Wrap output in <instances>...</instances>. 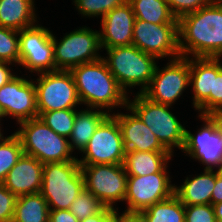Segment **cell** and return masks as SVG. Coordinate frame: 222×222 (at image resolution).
<instances>
[{
    "instance_id": "38",
    "label": "cell",
    "mask_w": 222,
    "mask_h": 222,
    "mask_svg": "<svg viewBox=\"0 0 222 222\" xmlns=\"http://www.w3.org/2000/svg\"><path fill=\"white\" fill-rule=\"evenodd\" d=\"M48 222H80L69 210H49Z\"/></svg>"
},
{
    "instance_id": "20",
    "label": "cell",
    "mask_w": 222,
    "mask_h": 222,
    "mask_svg": "<svg viewBox=\"0 0 222 222\" xmlns=\"http://www.w3.org/2000/svg\"><path fill=\"white\" fill-rule=\"evenodd\" d=\"M192 106L201 115L210 113V93H213V58L190 57Z\"/></svg>"
},
{
    "instance_id": "33",
    "label": "cell",
    "mask_w": 222,
    "mask_h": 222,
    "mask_svg": "<svg viewBox=\"0 0 222 222\" xmlns=\"http://www.w3.org/2000/svg\"><path fill=\"white\" fill-rule=\"evenodd\" d=\"M222 61L213 58V93H210V113L222 111Z\"/></svg>"
},
{
    "instance_id": "24",
    "label": "cell",
    "mask_w": 222,
    "mask_h": 222,
    "mask_svg": "<svg viewBox=\"0 0 222 222\" xmlns=\"http://www.w3.org/2000/svg\"><path fill=\"white\" fill-rule=\"evenodd\" d=\"M108 115L102 109L87 108L76 111L74 126L71 136L68 138L71 150H78L80 153L88 144L101 121Z\"/></svg>"
},
{
    "instance_id": "11",
    "label": "cell",
    "mask_w": 222,
    "mask_h": 222,
    "mask_svg": "<svg viewBox=\"0 0 222 222\" xmlns=\"http://www.w3.org/2000/svg\"><path fill=\"white\" fill-rule=\"evenodd\" d=\"M169 61L162 69L156 66L142 94L152 102L172 106L190 86V58L180 56Z\"/></svg>"
},
{
    "instance_id": "2",
    "label": "cell",
    "mask_w": 222,
    "mask_h": 222,
    "mask_svg": "<svg viewBox=\"0 0 222 222\" xmlns=\"http://www.w3.org/2000/svg\"><path fill=\"white\" fill-rule=\"evenodd\" d=\"M70 72L81 104L102 109L108 114L116 108L125 110L129 94L116 81L102 57L74 67Z\"/></svg>"
},
{
    "instance_id": "44",
    "label": "cell",
    "mask_w": 222,
    "mask_h": 222,
    "mask_svg": "<svg viewBox=\"0 0 222 222\" xmlns=\"http://www.w3.org/2000/svg\"><path fill=\"white\" fill-rule=\"evenodd\" d=\"M5 117V114H4V112H3V110H2V108H1V106H0V123H1V120L3 119ZM1 125V124H0ZM0 128H1V126H0Z\"/></svg>"
},
{
    "instance_id": "39",
    "label": "cell",
    "mask_w": 222,
    "mask_h": 222,
    "mask_svg": "<svg viewBox=\"0 0 222 222\" xmlns=\"http://www.w3.org/2000/svg\"><path fill=\"white\" fill-rule=\"evenodd\" d=\"M10 65H12V67L15 66L12 63L0 61V88L17 75L16 73L12 72Z\"/></svg>"
},
{
    "instance_id": "5",
    "label": "cell",
    "mask_w": 222,
    "mask_h": 222,
    "mask_svg": "<svg viewBox=\"0 0 222 222\" xmlns=\"http://www.w3.org/2000/svg\"><path fill=\"white\" fill-rule=\"evenodd\" d=\"M83 190L84 178L77 160L44 164L40 194L49 210H69Z\"/></svg>"
},
{
    "instance_id": "12",
    "label": "cell",
    "mask_w": 222,
    "mask_h": 222,
    "mask_svg": "<svg viewBox=\"0 0 222 222\" xmlns=\"http://www.w3.org/2000/svg\"><path fill=\"white\" fill-rule=\"evenodd\" d=\"M19 66L31 73L55 71L52 31L41 24L19 31Z\"/></svg>"
},
{
    "instance_id": "35",
    "label": "cell",
    "mask_w": 222,
    "mask_h": 222,
    "mask_svg": "<svg viewBox=\"0 0 222 222\" xmlns=\"http://www.w3.org/2000/svg\"><path fill=\"white\" fill-rule=\"evenodd\" d=\"M172 14L179 19L185 14L195 12L207 6L210 0H166Z\"/></svg>"
},
{
    "instance_id": "42",
    "label": "cell",
    "mask_w": 222,
    "mask_h": 222,
    "mask_svg": "<svg viewBox=\"0 0 222 222\" xmlns=\"http://www.w3.org/2000/svg\"><path fill=\"white\" fill-rule=\"evenodd\" d=\"M207 116L213 121L215 124L216 130L222 137V111H214L208 113Z\"/></svg>"
},
{
    "instance_id": "15",
    "label": "cell",
    "mask_w": 222,
    "mask_h": 222,
    "mask_svg": "<svg viewBox=\"0 0 222 222\" xmlns=\"http://www.w3.org/2000/svg\"><path fill=\"white\" fill-rule=\"evenodd\" d=\"M203 121L201 128L192 134L185 129L182 152L205 165L204 170L218 171L222 168V137L215 124L207 115H198Z\"/></svg>"
},
{
    "instance_id": "14",
    "label": "cell",
    "mask_w": 222,
    "mask_h": 222,
    "mask_svg": "<svg viewBox=\"0 0 222 222\" xmlns=\"http://www.w3.org/2000/svg\"><path fill=\"white\" fill-rule=\"evenodd\" d=\"M167 164L160 172L144 176H128L124 211L141 212L174 194Z\"/></svg>"
},
{
    "instance_id": "21",
    "label": "cell",
    "mask_w": 222,
    "mask_h": 222,
    "mask_svg": "<svg viewBox=\"0 0 222 222\" xmlns=\"http://www.w3.org/2000/svg\"><path fill=\"white\" fill-rule=\"evenodd\" d=\"M216 184V171L203 170L194 177H186L182 185H175L174 194L184 206L211 204Z\"/></svg>"
},
{
    "instance_id": "23",
    "label": "cell",
    "mask_w": 222,
    "mask_h": 222,
    "mask_svg": "<svg viewBox=\"0 0 222 222\" xmlns=\"http://www.w3.org/2000/svg\"><path fill=\"white\" fill-rule=\"evenodd\" d=\"M172 156L169 151H126L123 166L127 176H144L160 172Z\"/></svg>"
},
{
    "instance_id": "25",
    "label": "cell",
    "mask_w": 222,
    "mask_h": 222,
    "mask_svg": "<svg viewBox=\"0 0 222 222\" xmlns=\"http://www.w3.org/2000/svg\"><path fill=\"white\" fill-rule=\"evenodd\" d=\"M49 206L40 194L17 197L12 222H48Z\"/></svg>"
},
{
    "instance_id": "10",
    "label": "cell",
    "mask_w": 222,
    "mask_h": 222,
    "mask_svg": "<svg viewBox=\"0 0 222 222\" xmlns=\"http://www.w3.org/2000/svg\"><path fill=\"white\" fill-rule=\"evenodd\" d=\"M81 153L82 158H77L80 165L123 164L126 150L121 129L112 114L101 121Z\"/></svg>"
},
{
    "instance_id": "17",
    "label": "cell",
    "mask_w": 222,
    "mask_h": 222,
    "mask_svg": "<svg viewBox=\"0 0 222 222\" xmlns=\"http://www.w3.org/2000/svg\"><path fill=\"white\" fill-rule=\"evenodd\" d=\"M135 15L127 1L101 18L99 31L101 48L132 45Z\"/></svg>"
},
{
    "instance_id": "3",
    "label": "cell",
    "mask_w": 222,
    "mask_h": 222,
    "mask_svg": "<svg viewBox=\"0 0 222 222\" xmlns=\"http://www.w3.org/2000/svg\"><path fill=\"white\" fill-rule=\"evenodd\" d=\"M101 49L106 50L107 56L102 58L126 93L131 94L129 89L136 86H140L138 93H142L149 86L158 63L156 57L134 45Z\"/></svg>"
},
{
    "instance_id": "27",
    "label": "cell",
    "mask_w": 222,
    "mask_h": 222,
    "mask_svg": "<svg viewBox=\"0 0 222 222\" xmlns=\"http://www.w3.org/2000/svg\"><path fill=\"white\" fill-rule=\"evenodd\" d=\"M141 212L149 222H185V206L175 194Z\"/></svg>"
},
{
    "instance_id": "26",
    "label": "cell",
    "mask_w": 222,
    "mask_h": 222,
    "mask_svg": "<svg viewBox=\"0 0 222 222\" xmlns=\"http://www.w3.org/2000/svg\"><path fill=\"white\" fill-rule=\"evenodd\" d=\"M135 19L154 24H178L166 0H128Z\"/></svg>"
},
{
    "instance_id": "13",
    "label": "cell",
    "mask_w": 222,
    "mask_h": 222,
    "mask_svg": "<svg viewBox=\"0 0 222 222\" xmlns=\"http://www.w3.org/2000/svg\"><path fill=\"white\" fill-rule=\"evenodd\" d=\"M132 45L158 60L178 58L181 56L178 24H154L135 19Z\"/></svg>"
},
{
    "instance_id": "22",
    "label": "cell",
    "mask_w": 222,
    "mask_h": 222,
    "mask_svg": "<svg viewBox=\"0 0 222 222\" xmlns=\"http://www.w3.org/2000/svg\"><path fill=\"white\" fill-rule=\"evenodd\" d=\"M35 0H0V27L21 31L38 23Z\"/></svg>"
},
{
    "instance_id": "16",
    "label": "cell",
    "mask_w": 222,
    "mask_h": 222,
    "mask_svg": "<svg viewBox=\"0 0 222 222\" xmlns=\"http://www.w3.org/2000/svg\"><path fill=\"white\" fill-rule=\"evenodd\" d=\"M34 79L16 75L0 88V106L5 117L20 122L38 118Z\"/></svg>"
},
{
    "instance_id": "18",
    "label": "cell",
    "mask_w": 222,
    "mask_h": 222,
    "mask_svg": "<svg viewBox=\"0 0 222 222\" xmlns=\"http://www.w3.org/2000/svg\"><path fill=\"white\" fill-rule=\"evenodd\" d=\"M128 113L118 112L112 115L121 129L123 145L126 151H167L148 126L127 106Z\"/></svg>"
},
{
    "instance_id": "7",
    "label": "cell",
    "mask_w": 222,
    "mask_h": 222,
    "mask_svg": "<svg viewBox=\"0 0 222 222\" xmlns=\"http://www.w3.org/2000/svg\"><path fill=\"white\" fill-rule=\"evenodd\" d=\"M77 28L65 33L61 39H56L52 33L55 71H70L74 67L102 57L99 54V50L103 51L100 46L99 31L87 26Z\"/></svg>"
},
{
    "instance_id": "40",
    "label": "cell",
    "mask_w": 222,
    "mask_h": 222,
    "mask_svg": "<svg viewBox=\"0 0 222 222\" xmlns=\"http://www.w3.org/2000/svg\"><path fill=\"white\" fill-rule=\"evenodd\" d=\"M222 202V168L216 171V184L211 196V205Z\"/></svg>"
},
{
    "instance_id": "8",
    "label": "cell",
    "mask_w": 222,
    "mask_h": 222,
    "mask_svg": "<svg viewBox=\"0 0 222 222\" xmlns=\"http://www.w3.org/2000/svg\"><path fill=\"white\" fill-rule=\"evenodd\" d=\"M80 170L84 178V189L106 207L118 209L115 204L124 202L127 193L128 176L123 164L80 165Z\"/></svg>"
},
{
    "instance_id": "29",
    "label": "cell",
    "mask_w": 222,
    "mask_h": 222,
    "mask_svg": "<svg viewBox=\"0 0 222 222\" xmlns=\"http://www.w3.org/2000/svg\"><path fill=\"white\" fill-rule=\"evenodd\" d=\"M76 109L42 112L39 118L58 135L69 138L74 126Z\"/></svg>"
},
{
    "instance_id": "19",
    "label": "cell",
    "mask_w": 222,
    "mask_h": 222,
    "mask_svg": "<svg viewBox=\"0 0 222 222\" xmlns=\"http://www.w3.org/2000/svg\"><path fill=\"white\" fill-rule=\"evenodd\" d=\"M43 166L35 157L23 154L2 183L17 197L40 193Z\"/></svg>"
},
{
    "instance_id": "37",
    "label": "cell",
    "mask_w": 222,
    "mask_h": 222,
    "mask_svg": "<svg viewBox=\"0 0 222 222\" xmlns=\"http://www.w3.org/2000/svg\"><path fill=\"white\" fill-rule=\"evenodd\" d=\"M118 209L105 207L100 213L90 216L80 222H120Z\"/></svg>"
},
{
    "instance_id": "34",
    "label": "cell",
    "mask_w": 222,
    "mask_h": 222,
    "mask_svg": "<svg viewBox=\"0 0 222 222\" xmlns=\"http://www.w3.org/2000/svg\"><path fill=\"white\" fill-rule=\"evenodd\" d=\"M185 222H217L213 205L185 206Z\"/></svg>"
},
{
    "instance_id": "1",
    "label": "cell",
    "mask_w": 222,
    "mask_h": 222,
    "mask_svg": "<svg viewBox=\"0 0 222 222\" xmlns=\"http://www.w3.org/2000/svg\"><path fill=\"white\" fill-rule=\"evenodd\" d=\"M182 57H222V2H210L178 19Z\"/></svg>"
},
{
    "instance_id": "31",
    "label": "cell",
    "mask_w": 222,
    "mask_h": 222,
    "mask_svg": "<svg viewBox=\"0 0 222 222\" xmlns=\"http://www.w3.org/2000/svg\"><path fill=\"white\" fill-rule=\"evenodd\" d=\"M106 206L92 193L84 189L73 201L69 211L79 220L100 213Z\"/></svg>"
},
{
    "instance_id": "9",
    "label": "cell",
    "mask_w": 222,
    "mask_h": 222,
    "mask_svg": "<svg viewBox=\"0 0 222 222\" xmlns=\"http://www.w3.org/2000/svg\"><path fill=\"white\" fill-rule=\"evenodd\" d=\"M37 75L34 85L38 115L60 109H76L78 104L81 105L70 71L56 70Z\"/></svg>"
},
{
    "instance_id": "45",
    "label": "cell",
    "mask_w": 222,
    "mask_h": 222,
    "mask_svg": "<svg viewBox=\"0 0 222 222\" xmlns=\"http://www.w3.org/2000/svg\"><path fill=\"white\" fill-rule=\"evenodd\" d=\"M1 131H2V128H0V140L4 137L3 132H1Z\"/></svg>"
},
{
    "instance_id": "41",
    "label": "cell",
    "mask_w": 222,
    "mask_h": 222,
    "mask_svg": "<svg viewBox=\"0 0 222 222\" xmlns=\"http://www.w3.org/2000/svg\"><path fill=\"white\" fill-rule=\"evenodd\" d=\"M120 214V222H149L148 218L137 211H122Z\"/></svg>"
},
{
    "instance_id": "32",
    "label": "cell",
    "mask_w": 222,
    "mask_h": 222,
    "mask_svg": "<svg viewBox=\"0 0 222 222\" xmlns=\"http://www.w3.org/2000/svg\"><path fill=\"white\" fill-rule=\"evenodd\" d=\"M0 61L19 66V31L0 27Z\"/></svg>"
},
{
    "instance_id": "43",
    "label": "cell",
    "mask_w": 222,
    "mask_h": 222,
    "mask_svg": "<svg viewBox=\"0 0 222 222\" xmlns=\"http://www.w3.org/2000/svg\"><path fill=\"white\" fill-rule=\"evenodd\" d=\"M215 218L217 222H222V202L213 205Z\"/></svg>"
},
{
    "instance_id": "30",
    "label": "cell",
    "mask_w": 222,
    "mask_h": 222,
    "mask_svg": "<svg viewBox=\"0 0 222 222\" xmlns=\"http://www.w3.org/2000/svg\"><path fill=\"white\" fill-rule=\"evenodd\" d=\"M82 17H104L112 9L125 4L128 0H72Z\"/></svg>"
},
{
    "instance_id": "4",
    "label": "cell",
    "mask_w": 222,
    "mask_h": 222,
    "mask_svg": "<svg viewBox=\"0 0 222 222\" xmlns=\"http://www.w3.org/2000/svg\"><path fill=\"white\" fill-rule=\"evenodd\" d=\"M14 133L20 139L24 154L43 164L77 160L72 155L69 139L58 135L39 117L20 122Z\"/></svg>"
},
{
    "instance_id": "36",
    "label": "cell",
    "mask_w": 222,
    "mask_h": 222,
    "mask_svg": "<svg viewBox=\"0 0 222 222\" xmlns=\"http://www.w3.org/2000/svg\"><path fill=\"white\" fill-rule=\"evenodd\" d=\"M17 196L0 182V222H12Z\"/></svg>"
},
{
    "instance_id": "6",
    "label": "cell",
    "mask_w": 222,
    "mask_h": 222,
    "mask_svg": "<svg viewBox=\"0 0 222 222\" xmlns=\"http://www.w3.org/2000/svg\"><path fill=\"white\" fill-rule=\"evenodd\" d=\"M127 107L149 127L161 145L172 155L176 147L182 150L186 128L171 112V105L152 102L137 92L132 100L128 97Z\"/></svg>"
},
{
    "instance_id": "28",
    "label": "cell",
    "mask_w": 222,
    "mask_h": 222,
    "mask_svg": "<svg viewBox=\"0 0 222 222\" xmlns=\"http://www.w3.org/2000/svg\"><path fill=\"white\" fill-rule=\"evenodd\" d=\"M24 154L20 139L13 133L0 140V182Z\"/></svg>"
},
{
    "instance_id": "46",
    "label": "cell",
    "mask_w": 222,
    "mask_h": 222,
    "mask_svg": "<svg viewBox=\"0 0 222 222\" xmlns=\"http://www.w3.org/2000/svg\"><path fill=\"white\" fill-rule=\"evenodd\" d=\"M211 2H222V0H210Z\"/></svg>"
}]
</instances>
